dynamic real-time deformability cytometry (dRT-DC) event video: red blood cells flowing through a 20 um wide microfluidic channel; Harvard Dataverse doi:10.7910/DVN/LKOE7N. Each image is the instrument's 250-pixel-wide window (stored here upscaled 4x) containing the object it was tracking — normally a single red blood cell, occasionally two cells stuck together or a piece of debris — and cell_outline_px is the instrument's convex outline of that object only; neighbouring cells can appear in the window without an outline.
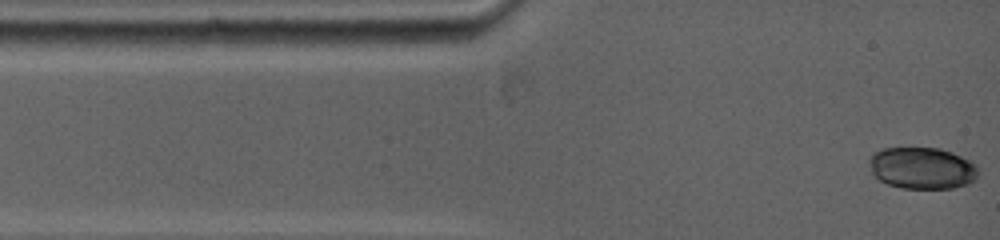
{"species": "common noctule bat (a hibernating species)", "species_latin": "Nyctalus noctula", "temperature_condition": "warm", "stored_images_in_passage": 45, "camera_frame_rate_fps": 5000, "um_per_image_px": 0.085, "animal": {"sex": "female", "body_mass_g": 19.0, "forearm_length_mm": 53.3}, "frame": {"image": 1, "passage_image": 1, "time_ms": 0.0, "image_size_px": [1000, 240], "cell_outline_px": [[976, 176], [968, 184], [952, 188], [900, 188], [888, 184], [880, 180], [872, 172], [868, 160], [876, 152], [884, 148], [940, 148], [952, 152], [972, 160], [976, 164]], "centroid_in_image_um": [78.39, 14.28], "position_along_channel_um": 6.6, "area_um2": 26.36}}
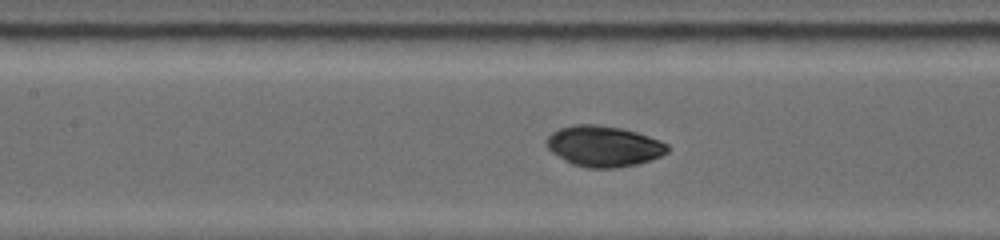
{"frame": {"image": 2, "passage_image": 24, "time_ms": 5.0, "image_size_px": [1000, 240], "cell_outline_px": [[668, 152], [660, 156], [636, 164], [616, 168], [588, 168], [572, 164], [564, 160], [552, 152], [544, 144], [544, 140], [552, 132], [560, 128], [576, 124], [596, 124], [620, 128], [636, 132], [660, 140], [668, 144]], "centroid_in_image_um": [51.28, 12.42], "position_along_channel_um": 156.1, "area_um2": 28.73}}
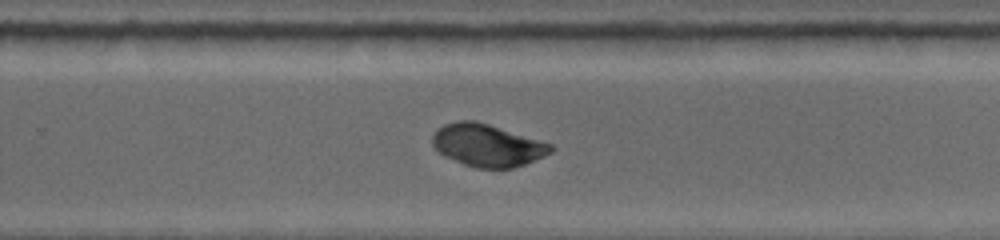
{"frame": {"image": 3, "passage_image": 45, "time_ms": 8.4, "image_size_px": [1000, 240], "cell_outline_px": [[556, 148], [552, 152], [544, 156], [524, 164], [512, 168], [476, 168], [464, 164], [444, 156], [432, 144], [432, 136], [444, 124], [460, 120], [476, 120], [552, 144]], "centroid_in_image_um": [41.44, 12.35], "position_along_channel_um": 288.4, "area_um2": 29.02}}